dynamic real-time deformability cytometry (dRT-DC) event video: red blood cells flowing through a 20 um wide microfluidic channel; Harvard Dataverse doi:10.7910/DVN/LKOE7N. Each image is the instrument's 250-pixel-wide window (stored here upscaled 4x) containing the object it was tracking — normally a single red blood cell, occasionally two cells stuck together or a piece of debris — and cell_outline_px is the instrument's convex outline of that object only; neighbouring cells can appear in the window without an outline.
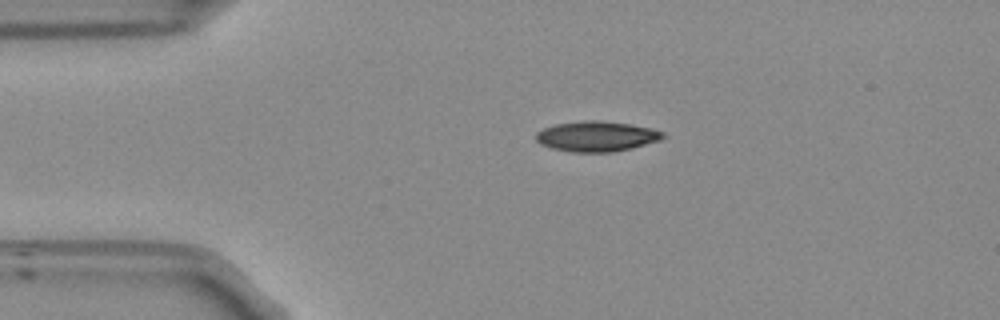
{"species": "Egyptian fruit bat (a non-hibernating species)", "species_latin": "Rousettus aegyptiacus", "temperature_condition": "room temperature", "stored_images_in_passage": 43, "camera_frame_rate_fps": 3000, "um_per_image_px": 0.085, "frame": {"image": 1, "passage_image": 1, "time_ms": 0.0, "image_size_px": [1000, 320], "cell_outline_px": [[668, 136], [660, 140], [632, 148], [612, 152], [572, 152], [552, 148], [540, 144], [536, 140], [536, 132], [544, 128], [556, 124], [584, 120], [596, 120], [628, 124], [652, 128], [664, 132]], "centroid_in_image_um": [50.73, 11.59], "position_along_channel_um": 34.3, "area_um2": 22.43}}
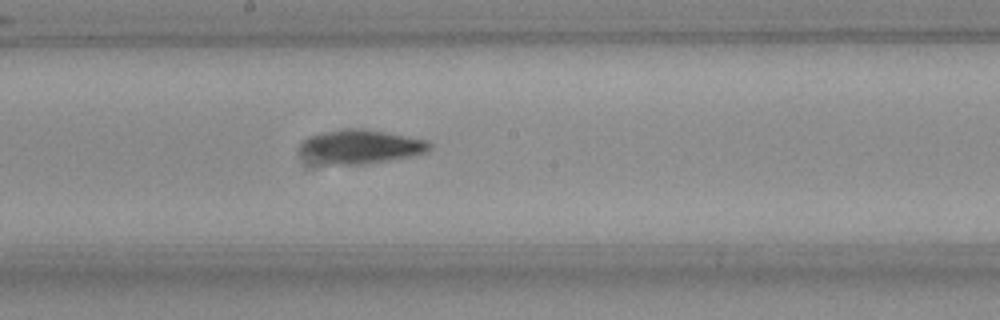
{"frame": {"image": 2, "passage_image": 18, "time_ms": 5.667, "image_size_px": [1000, 320], "cell_outline_px": [[432, 148], [424, 152], [408, 156], [364, 164], [328, 164], [304, 148], [304, 140], [320, 132], [340, 128], [364, 128], [428, 140], [432, 144]], "centroid_in_image_um": [30.84, 12.41], "position_along_channel_um": 217.4, "area_um2": 24.28}}
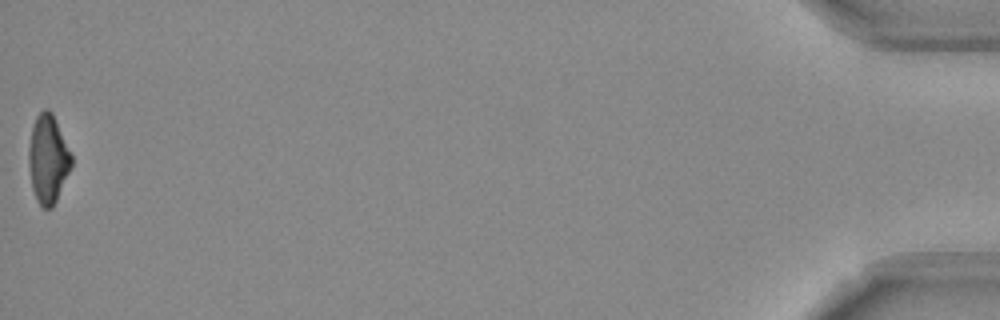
{"frame": {"image": 3, "passage_image": 43, "time_ms": 14.0, "image_size_px": [1000, 320], "cell_outline_px": [[72, 164], [56, 200], [52, 208], [44, 208], [36, 200], [32, 188], [28, 160], [28, 148], [32, 128], [36, 116], [44, 108], [48, 108], [52, 112], [72, 156]], "centroid_in_image_um": [4.06, 13.5], "position_along_channel_um": 431.1, "area_um2": 21.73}, "authors_computed_cell_mechanics": {"area_um2": 22.6576, "velocity_mm_per_s": 3.8279, "shape_relaxation_time_tau1_ms": 5.1744, "shape_relaxation_time_tau2_ms": 3.4633, "deformation_change_tau1": 0.1771, "deformation_change_tau2": 0.1033}}